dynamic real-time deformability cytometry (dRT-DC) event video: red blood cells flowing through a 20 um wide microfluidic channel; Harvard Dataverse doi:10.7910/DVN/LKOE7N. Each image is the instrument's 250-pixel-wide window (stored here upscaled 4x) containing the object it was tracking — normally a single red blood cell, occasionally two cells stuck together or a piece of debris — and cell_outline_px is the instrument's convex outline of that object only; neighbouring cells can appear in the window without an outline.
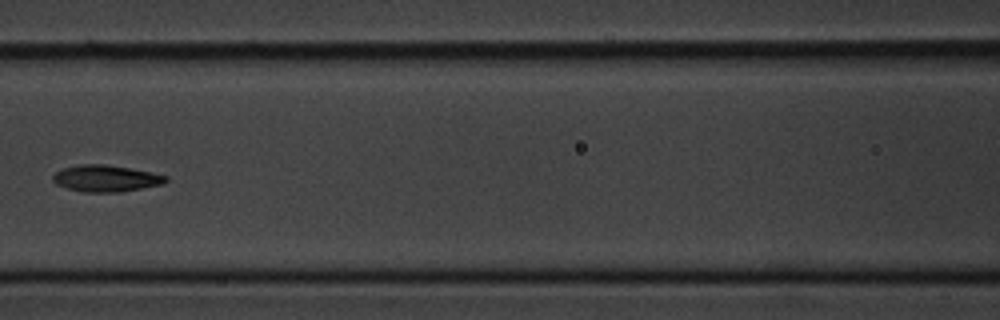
{"species": "common noctule bat (a hibernating species)", "species_latin": "Nyctalus noctula", "temperature_condition": "cold", "stored_images_in_passage": 9, "camera_frame_rate_fps": 3000, "um_per_image_px": 0.085, "animal": {"sex": "male", "body_mass_g": 20.1, "forearm_length_mm": 53.5}, "frame": {"image": 1, "passage_image": 6, "time_ms": 6.0, "image_size_px": [1000, 320], "cell_outline_px": [[168, 180], [164, 184], [120, 192], [84, 192], [68, 188], [56, 184], [52, 180], [52, 176], [56, 172], [64, 168], [80, 164], [104, 164], [128, 168], [168, 176]], "centroid_in_image_um": [9.0, 15.17], "position_along_channel_um": 157.6, "area_um2": 17.34}}
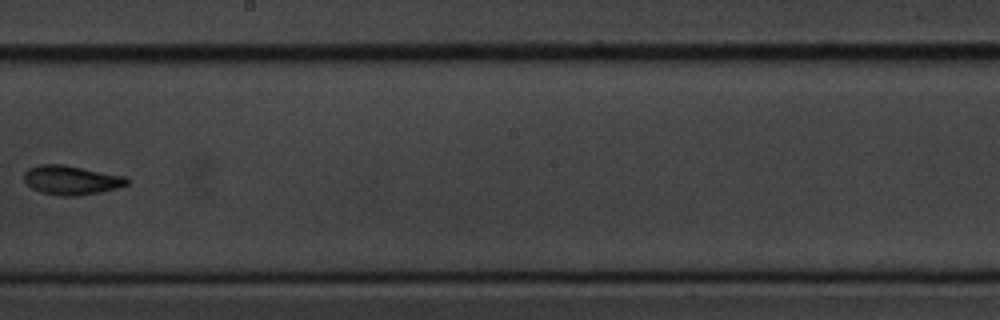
{"frame": {"image": 2, "passage_image": 8, "time_ms": 8.333, "image_size_px": [1000, 320], "cell_outline_px": [[128, 184], [116, 188], [100, 192], [80, 196], [60, 196], [40, 192], [32, 188], [24, 180], [24, 172], [28, 168], [40, 164], [64, 164], [128, 176]], "centroid_in_image_um": [6.07, 15.3], "position_along_channel_um": 242.1, "area_um2": 17.74}}
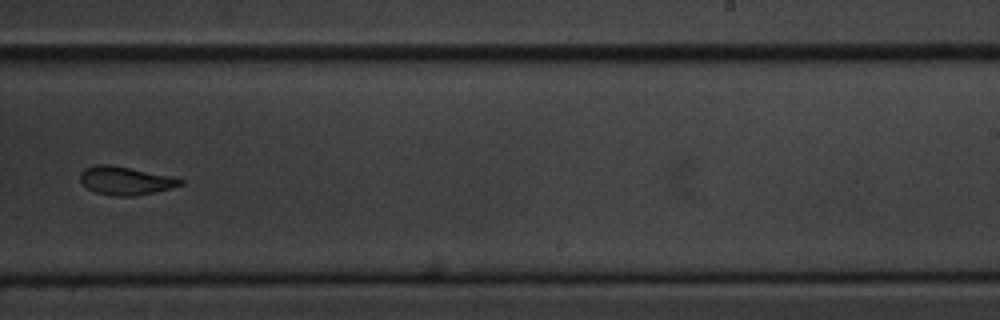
{"frame": {"image": 3, "passage_image": 9, "time_ms": 9.333, "image_size_px": [1000, 320], "cell_outline_px": [[184, 184], [152, 192], [132, 196], [116, 196], [96, 192], [80, 184], [80, 172], [84, 168], [96, 164], [108, 164], [172, 176], [184, 180]], "centroid_in_image_um": [10.61, 15.34], "position_along_channel_um": 278.4, "area_um2": 16.36}}